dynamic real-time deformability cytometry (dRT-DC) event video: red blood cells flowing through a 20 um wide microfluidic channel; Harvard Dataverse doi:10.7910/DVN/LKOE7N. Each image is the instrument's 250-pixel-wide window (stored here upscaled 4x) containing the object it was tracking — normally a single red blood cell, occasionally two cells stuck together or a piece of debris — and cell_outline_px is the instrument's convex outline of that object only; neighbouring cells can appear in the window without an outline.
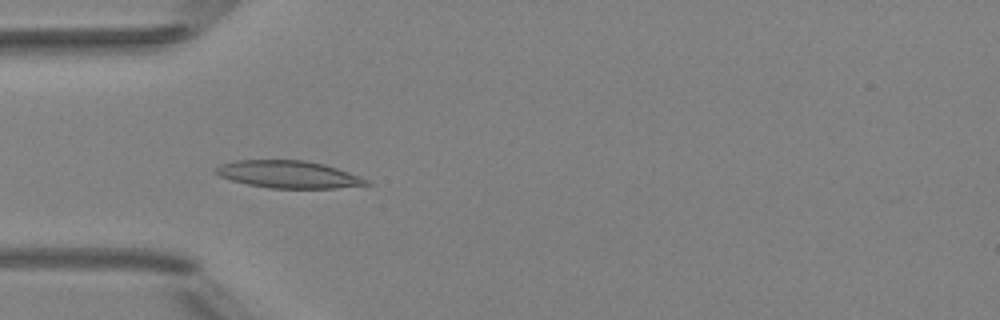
{"species": "Egyptian fruit bat (a non-hibernating species)", "species_latin": "Rousettus aegyptiacus", "temperature_condition": "room temperature", "stored_images_in_passage": 6, "camera_frame_rate_fps": 3000, "um_per_image_px": 0.085, "animal": {"sex": "female"}, "frame": {"image": 1, "passage_image": 4, "time_ms": 3.333, "image_size_px": [1000, 320], "cell_outline_px": [[376, 184], [336, 188], [268, 188], [248, 184], [232, 180], [220, 176], [212, 168], [220, 164], [236, 160], [304, 160], [324, 164], [360, 176]], "centroid_in_image_um": [24.54, 14.82], "position_along_channel_um": 60.5, "area_um2": 24.04}}
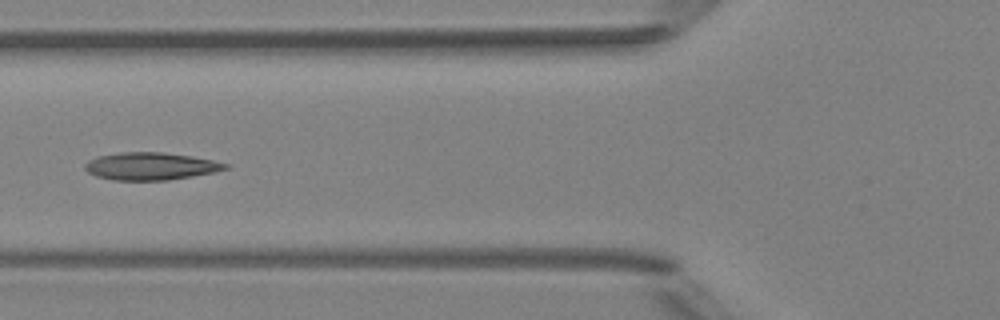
{"frame": {"image": 2, "passage_image": 5, "time_ms": 4.667, "image_size_px": [1000, 320], "cell_outline_px": [[232, 164], [228, 168], [212, 172], [192, 176], [168, 180], [112, 180], [96, 176], [88, 172], [84, 168], [84, 164], [88, 160], [96, 156], [120, 152], [164, 152], [192, 156]], "centroid_in_image_um": [12.78, 14.12], "position_along_channel_um": 113.0, "area_um2": 22.6}}
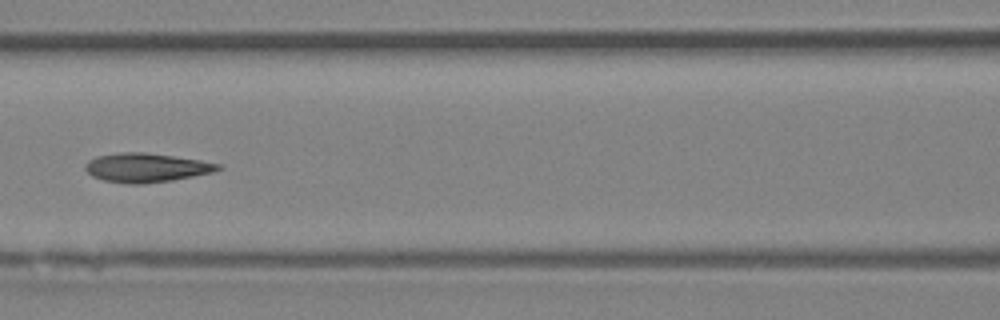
{"frame": {"image": 3, "passage_image": 6, "time_ms": 5.667, "image_size_px": [1000, 320], "cell_outline_px": [[224, 168], [212, 172], [172, 180], [140, 184], [128, 184], [104, 180], [92, 176], [84, 168], [84, 164], [88, 160], [96, 156], [120, 152], [144, 152], [200, 160], [220, 164]], "centroid_in_image_um": [12.4, 14.24], "position_along_channel_um": 154.2, "area_um2": 22.37}}